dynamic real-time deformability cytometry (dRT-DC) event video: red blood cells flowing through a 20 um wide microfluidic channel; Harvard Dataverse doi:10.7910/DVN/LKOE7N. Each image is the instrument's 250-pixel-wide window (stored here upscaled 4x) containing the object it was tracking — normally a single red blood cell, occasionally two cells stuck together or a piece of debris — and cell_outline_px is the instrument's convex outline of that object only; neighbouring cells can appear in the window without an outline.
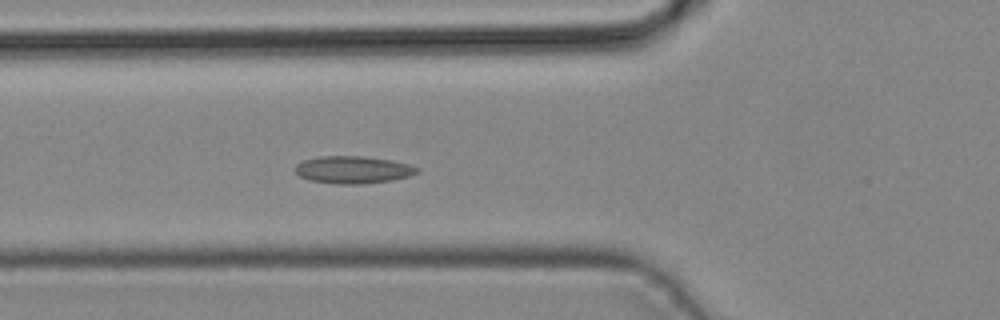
{"species": "common noctule bat (a hibernating species)", "species_latin": "Nyctalus noctula", "temperature_condition": "cold", "stored_images_in_passage": 34, "camera_frame_rate_fps": 3000, "um_per_image_px": 0.085, "animal": {"sex": "male", "body_mass_g": 19.2, "forearm_length_mm": 51.8}, "frame": {"image": 1, "passage_image": 8, "time_ms": 2.333, "image_size_px": [1000, 320], "cell_outline_px": [[420, 172], [408, 176], [392, 180], [360, 184], [336, 184], [308, 180], [300, 176], [296, 172], [296, 164], [304, 160], [320, 156], [364, 156], [392, 160], [408, 164], [420, 168]], "centroid_in_image_um": [30.02, 14.43], "position_along_channel_um": 95.8, "area_um2": 19.48}}
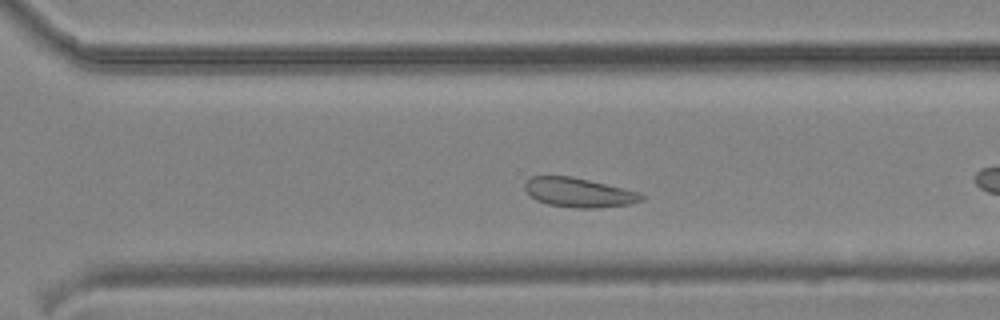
{"frame": {"image": 2, "passage_image": 20, "time_ms": 6.333, "image_size_px": [1000, 320], "cell_outline_px": [[644, 200], [632, 204], [596, 208], [576, 208], [548, 204], [536, 200], [524, 188], [524, 184], [532, 176], [572, 176], [640, 192], [644, 196]], "centroid_in_image_um": [49.23, 16.37], "position_along_channel_um": 321.4, "area_um2": 19.88}}
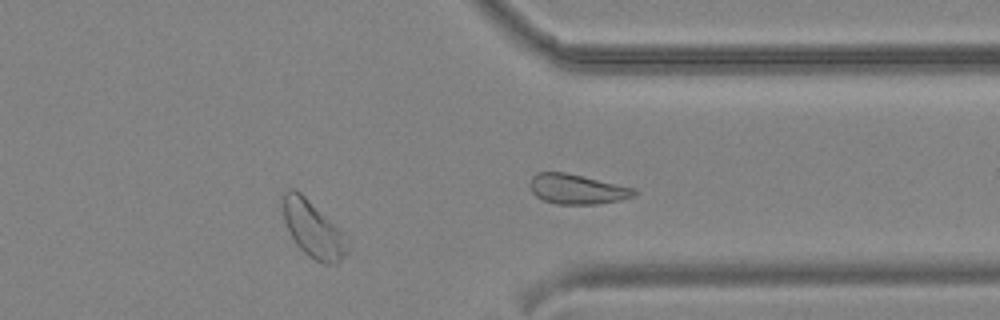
{"frame": {"image": 3, "passage_image": 25, "time_ms": 8.0, "image_size_px": [1000, 320], "cell_outline_px": [[352, 240], [348, 252], [336, 264], [324, 264], [308, 256], [296, 244], [284, 220], [280, 196], [288, 188], [292, 188], [300, 192]], "centroid_in_image_um": [26.63, 19.48], "position_along_channel_um": 384.8, "area_um2": 21.56}}